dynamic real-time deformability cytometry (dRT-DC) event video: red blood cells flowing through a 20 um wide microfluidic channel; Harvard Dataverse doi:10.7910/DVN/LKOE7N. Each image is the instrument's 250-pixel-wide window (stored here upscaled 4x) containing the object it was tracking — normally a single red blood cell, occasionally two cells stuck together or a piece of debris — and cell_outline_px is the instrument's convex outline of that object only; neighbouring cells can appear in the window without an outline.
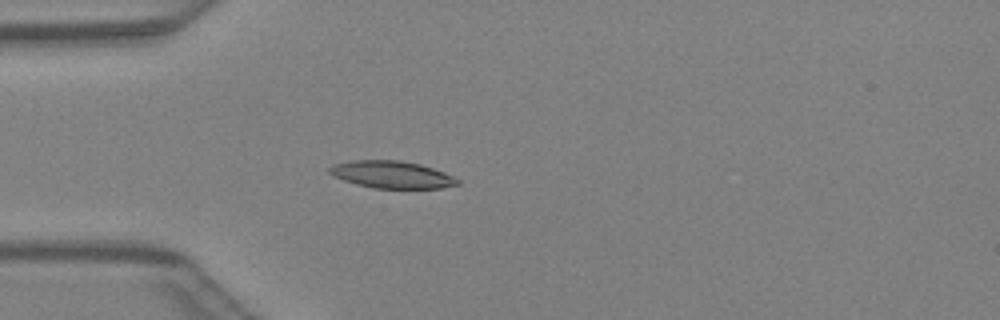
{"species": "Egyptian fruit bat (a non-hibernating species)", "species_latin": "Rousettus aegyptiacus", "temperature_condition": "warm", "stored_images_in_passage": 45, "camera_frame_rate_fps": 3000, "um_per_image_px": 0.085, "animal": {"sex": "female"}, "frame": {"image": 1, "passage_image": 13, "time_ms": 4.0, "image_size_px": [1000, 320], "cell_outline_px": [[460, 184], [440, 188], [372, 188], [356, 184], [332, 176], [328, 172], [328, 168], [336, 164], [352, 160], [400, 160], [420, 164], [444, 172], [460, 180]], "centroid_in_image_um": [33.29, 14.84], "position_along_channel_um": 51.7, "area_um2": 20.29}}
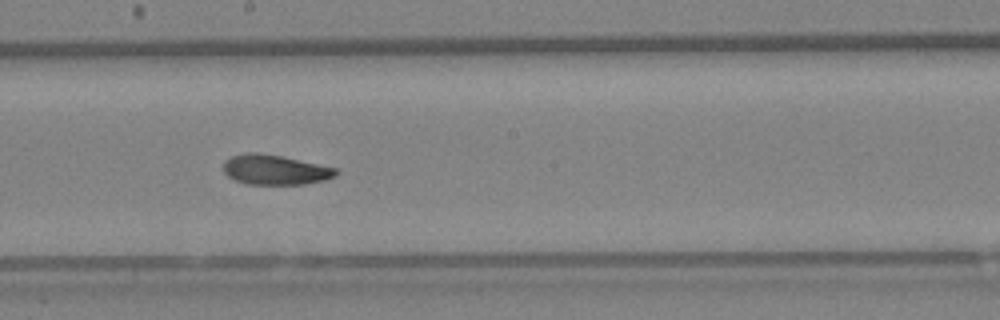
{"frame": {"image": 2, "passage_image": 25, "time_ms": 8.0, "image_size_px": [1000, 320], "cell_outline_px": [[336, 176], [324, 180], [304, 184], [248, 184], [236, 180], [228, 176], [224, 172], [224, 160], [232, 156], [244, 152], [256, 152], [280, 156], [336, 168]], "centroid_in_image_um": [23.34, 14.43], "position_along_channel_um": 224.9, "area_um2": 19.36}}
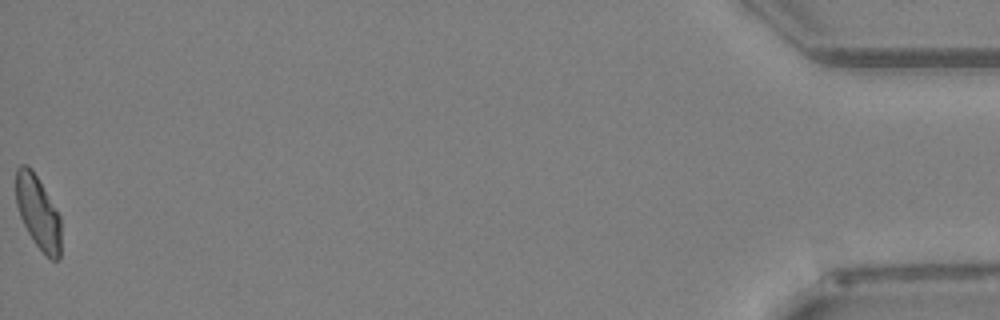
{"frame": {"image": 3, "passage_image": 45, "time_ms": 14.667, "image_size_px": [1000, 320], "cell_outline_px": [[60, 260], [52, 260], [32, 240], [20, 216], [16, 204], [16, 168], [20, 164], [28, 164], [32, 168], [60, 216]], "centroid_in_image_um": [3.22, 18.02], "position_along_channel_um": 432.0, "area_um2": 19.07}}